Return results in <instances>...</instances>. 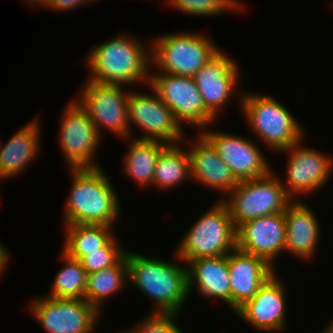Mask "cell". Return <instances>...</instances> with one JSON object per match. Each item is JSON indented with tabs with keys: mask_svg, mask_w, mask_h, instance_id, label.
Returning a JSON list of instances; mask_svg holds the SVG:
<instances>
[{
	"mask_svg": "<svg viewBox=\"0 0 333 333\" xmlns=\"http://www.w3.org/2000/svg\"><path fill=\"white\" fill-rule=\"evenodd\" d=\"M142 43L120 34L95 47L86 57L92 71L88 80L113 85L149 83L151 49Z\"/></svg>",
	"mask_w": 333,
	"mask_h": 333,
	"instance_id": "cell-1",
	"label": "cell"
},
{
	"mask_svg": "<svg viewBox=\"0 0 333 333\" xmlns=\"http://www.w3.org/2000/svg\"><path fill=\"white\" fill-rule=\"evenodd\" d=\"M128 280L152 299L156 313H177L188 297L187 267L126 250Z\"/></svg>",
	"mask_w": 333,
	"mask_h": 333,
	"instance_id": "cell-2",
	"label": "cell"
},
{
	"mask_svg": "<svg viewBox=\"0 0 333 333\" xmlns=\"http://www.w3.org/2000/svg\"><path fill=\"white\" fill-rule=\"evenodd\" d=\"M71 171L74 178L63 212L65 224L113 226L119 216L120 205L104 170L100 167Z\"/></svg>",
	"mask_w": 333,
	"mask_h": 333,
	"instance_id": "cell-3",
	"label": "cell"
},
{
	"mask_svg": "<svg viewBox=\"0 0 333 333\" xmlns=\"http://www.w3.org/2000/svg\"><path fill=\"white\" fill-rule=\"evenodd\" d=\"M243 115L252 131L267 148L275 151L288 149L303 138V128L295 117L271 95L242 94Z\"/></svg>",
	"mask_w": 333,
	"mask_h": 333,
	"instance_id": "cell-4",
	"label": "cell"
},
{
	"mask_svg": "<svg viewBox=\"0 0 333 333\" xmlns=\"http://www.w3.org/2000/svg\"><path fill=\"white\" fill-rule=\"evenodd\" d=\"M218 201L185 233L176 249L179 261L226 255L236 247V228L230 212L222 200Z\"/></svg>",
	"mask_w": 333,
	"mask_h": 333,
	"instance_id": "cell-5",
	"label": "cell"
},
{
	"mask_svg": "<svg viewBox=\"0 0 333 333\" xmlns=\"http://www.w3.org/2000/svg\"><path fill=\"white\" fill-rule=\"evenodd\" d=\"M270 172L268 175L239 181L221 200L226 204L235 228L245 221L285 212L295 200L286 192L283 182Z\"/></svg>",
	"mask_w": 333,
	"mask_h": 333,
	"instance_id": "cell-6",
	"label": "cell"
},
{
	"mask_svg": "<svg viewBox=\"0 0 333 333\" xmlns=\"http://www.w3.org/2000/svg\"><path fill=\"white\" fill-rule=\"evenodd\" d=\"M155 41L151 45V64L155 63L160 72L175 76L193 77L220 51L200 32L167 33Z\"/></svg>",
	"mask_w": 333,
	"mask_h": 333,
	"instance_id": "cell-7",
	"label": "cell"
},
{
	"mask_svg": "<svg viewBox=\"0 0 333 333\" xmlns=\"http://www.w3.org/2000/svg\"><path fill=\"white\" fill-rule=\"evenodd\" d=\"M149 85L172 110L175 119L200 129L211 124L215 116L204 104L193 77L175 76L160 72L150 74Z\"/></svg>",
	"mask_w": 333,
	"mask_h": 333,
	"instance_id": "cell-8",
	"label": "cell"
},
{
	"mask_svg": "<svg viewBox=\"0 0 333 333\" xmlns=\"http://www.w3.org/2000/svg\"><path fill=\"white\" fill-rule=\"evenodd\" d=\"M79 100H75L88 114L97 131L111 130L121 137L129 134L128 100L130 92H123V86L103 84L88 80ZM102 126V127H101Z\"/></svg>",
	"mask_w": 333,
	"mask_h": 333,
	"instance_id": "cell-9",
	"label": "cell"
},
{
	"mask_svg": "<svg viewBox=\"0 0 333 333\" xmlns=\"http://www.w3.org/2000/svg\"><path fill=\"white\" fill-rule=\"evenodd\" d=\"M29 310L48 333H91L98 310L85 299L42 297Z\"/></svg>",
	"mask_w": 333,
	"mask_h": 333,
	"instance_id": "cell-10",
	"label": "cell"
},
{
	"mask_svg": "<svg viewBox=\"0 0 333 333\" xmlns=\"http://www.w3.org/2000/svg\"><path fill=\"white\" fill-rule=\"evenodd\" d=\"M61 122L59 143L69 167L100 168L93 155L96 153L101 135L91 118L75 100L65 108Z\"/></svg>",
	"mask_w": 333,
	"mask_h": 333,
	"instance_id": "cell-11",
	"label": "cell"
},
{
	"mask_svg": "<svg viewBox=\"0 0 333 333\" xmlns=\"http://www.w3.org/2000/svg\"><path fill=\"white\" fill-rule=\"evenodd\" d=\"M153 95L130 92L128 100L129 134L130 124L143 129L141 140H156L165 144L181 143L183 126L175 119L172 110L152 90Z\"/></svg>",
	"mask_w": 333,
	"mask_h": 333,
	"instance_id": "cell-12",
	"label": "cell"
},
{
	"mask_svg": "<svg viewBox=\"0 0 333 333\" xmlns=\"http://www.w3.org/2000/svg\"><path fill=\"white\" fill-rule=\"evenodd\" d=\"M202 130L238 181L260 178L271 172L267 159L252 140L216 130Z\"/></svg>",
	"mask_w": 333,
	"mask_h": 333,
	"instance_id": "cell-13",
	"label": "cell"
},
{
	"mask_svg": "<svg viewBox=\"0 0 333 333\" xmlns=\"http://www.w3.org/2000/svg\"><path fill=\"white\" fill-rule=\"evenodd\" d=\"M300 144L301 141L282 150L290 155L286 172L287 185L284 183L283 186L292 199L295 194L305 195L324 186L333 167L328 155Z\"/></svg>",
	"mask_w": 333,
	"mask_h": 333,
	"instance_id": "cell-14",
	"label": "cell"
},
{
	"mask_svg": "<svg viewBox=\"0 0 333 333\" xmlns=\"http://www.w3.org/2000/svg\"><path fill=\"white\" fill-rule=\"evenodd\" d=\"M236 247L262 257L272 266L285 247L284 212L240 224L236 228Z\"/></svg>",
	"mask_w": 333,
	"mask_h": 333,
	"instance_id": "cell-15",
	"label": "cell"
},
{
	"mask_svg": "<svg viewBox=\"0 0 333 333\" xmlns=\"http://www.w3.org/2000/svg\"><path fill=\"white\" fill-rule=\"evenodd\" d=\"M230 275L231 308L236 312L252 299L259 288L275 273L262 257L245 252L237 247L227 254Z\"/></svg>",
	"mask_w": 333,
	"mask_h": 333,
	"instance_id": "cell-16",
	"label": "cell"
},
{
	"mask_svg": "<svg viewBox=\"0 0 333 333\" xmlns=\"http://www.w3.org/2000/svg\"><path fill=\"white\" fill-rule=\"evenodd\" d=\"M238 65L220 50L193 76L205 106L216 116L219 108L229 102L239 80Z\"/></svg>",
	"mask_w": 333,
	"mask_h": 333,
	"instance_id": "cell-17",
	"label": "cell"
},
{
	"mask_svg": "<svg viewBox=\"0 0 333 333\" xmlns=\"http://www.w3.org/2000/svg\"><path fill=\"white\" fill-rule=\"evenodd\" d=\"M284 285L274 273L235 313L260 331H281L286 320Z\"/></svg>",
	"mask_w": 333,
	"mask_h": 333,
	"instance_id": "cell-18",
	"label": "cell"
},
{
	"mask_svg": "<svg viewBox=\"0 0 333 333\" xmlns=\"http://www.w3.org/2000/svg\"><path fill=\"white\" fill-rule=\"evenodd\" d=\"M197 143L187 148L190 158V178L196 182L229 194L239 183L229 167L220 158L216 147L199 132ZM226 192V193H225Z\"/></svg>",
	"mask_w": 333,
	"mask_h": 333,
	"instance_id": "cell-19",
	"label": "cell"
},
{
	"mask_svg": "<svg viewBox=\"0 0 333 333\" xmlns=\"http://www.w3.org/2000/svg\"><path fill=\"white\" fill-rule=\"evenodd\" d=\"M305 203L293 201L284 212L285 247L296 257L311 259L320 237L319 220ZM316 247V248H315ZM308 258V259H307Z\"/></svg>",
	"mask_w": 333,
	"mask_h": 333,
	"instance_id": "cell-20",
	"label": "cell"
},
{
	"mask_svg": "<svg viewBox=\"0 0 333 333\" xmlns=\"http://www.w3.org/2000/svg\"><path fill=\"white\" fill-rule=\"evenodd\" d=\"M186 267L189 293L193 288V284H197L199 295L206 296V298L210 297L211 299H220L231 307L227 254L189 260L186 263Z\"/></svg>",
	"mask_w": 333,
	"mask_h": 333,
	"instance_id": "cell-21",
	"label": "cell"
},
{
	"mask_svg": "<svg viewBox=\"0 0 333 333\" xmlns=\"http://www.w3.org/2000/svg\"><path fill=\"white\" fill-rule=\"evenodd\" d=\"M37 122L35 120L28 123L18 130L7 144L0 146V179L18 175L31 163V160L34 161L40 145L41 127Z\"/></svg>",
	"mask_w": 333,
	"mask_h": 333,
	"instance_id": "cell-22",
	"label": "cell"
},
{
	"mask_svg": "<svg viewBox=\"0 0 333 333\" xmlns=\"http://www.w3.org/2000/svg\"><path fill=\"white\" fill-rule=\"evenodd\" d=\"M131 139L133 140L124 160V171L140 186H150L153 184L155 165L160 151L167 144L156 140H141L133 137Z\"/></svg>",
	"mask_w": 333,
	"mask_h": 333,
	"instance_id": "cell-23",
	"label": "cell"
},
{
	"mask_svg": "<svg viewBox=\"0 0 333 333\" xmlns=\"http://www.w3.org/2000/svg\"><path fill=\"white\" fill-rule=\"evenodd\" d=\"M63 252L80 260L87 252L101 251L114 236L109 225L70 224L67 225Z\"/></svg>",
	"mask_w": 333,
	"mask_h": 333,
	"instance_id": "cell-24",
	"label": "cell"
},
{
	"mask_svg": "<svg viewBox=\"0 0 333 333\" xmlns=\"http://www.w3.org/2000/svg\"><path fill=\"white\" fill-rule=\"evenodd\" d=\"M128 279L126 253L113 265L87 274L85 300L100 311L101 304L122 289ZM125 280V281H124Z\"/></svg>",
	"mask_w": 333,
	"mask_h": 333,
	"instance_id": "cell-25",
	"label": "cell"
},
{
	"mask_svg": "<svg viewBox=\"0 0 333 333\" xmlns=\"http://www.w3.org/2000/svg\"><path fill=\"white\" fill-rule=\"evenodd\" d=\"M181 148L179 143L167 144L159 154L156 161L153 184L161 189L182 184V181L190 178V158L188 151Z\"/></svg>",
	"mask_w": 333,
	"mask_h": 333,
	"instance_id": "cell-26",
	"label": "cell"
},
{
	"mask_svg": "<svg viewBox=\"0 0 333 333\" xmlns=\"http://www.w3.org/2000/svg\"><path fill=\"white\" fill-rule=\"evenodd\" d=\"M66 262L56 275L49 297L85 299L87 274L79 260L69 257L62 251Z\"/></svg>",
	"mask_w": 333,
	"mask_h": 333,
	"instance_id": "cell-27",
	"label": "cell"
},
{
	"mask_svg": "<svg viewBox=\"0 0 333 333\" xmlns=\"http://www.w3.org/2000/svg\"><path fill=\"white\" fill-rule=\"evenodd\" d=\"M170 6L197 16L220 15L223 12L243 8L236 0H167ZM237 2V3H236ZM228 10V11H227Z\"/></svg>",
	"mask_w": 333,
	"mask_h": 333,
	"instance_id": "cell-28",
	"label": "cell"
},
{
	"mask_svg": "<svg viewBox=\"0 0 333 333\" xmlns=\"http://www.w3.org/2000/svg\"><path fill=\"white\" fill-rule=\"evenodd\" d=\"M125 253L126 249L124 251L116 237H113L101 251L87 252V256L79 261L86 274H89L113 266Z\"/></svg>",
	"mask_w": 333,
	"mask_h": 333,
	"instance_id": "cell-29",
	"label": "cell"
},
{
	"mask_svg": "<svg viewBox=\"0 0 333 333\" xmlns=\"http://www.w3.org/2000/svg\"><path fill=\"white\" fill-rule=\"evenodd\" d=\"M177 313L151 312L144 321L132 327L129 333H183L175 323Z\"/></svg>",
	"mask_w": 333,
	"mask_h": 333,
	"instance_id": "cell-30",
	"label": "cell"
},
{
	"mask_svg": "<svg viewBox=\"0 0 333 333\" xmlns=\"http://www.w3.org/2000/svg\"><path fill=\"white\" fill-rule=\"evenodd\" d=\"M92 0H50V2L46 5L48 8H52L55 10H72L74 7H79L81 4L83 5L86 2L91 3ZM80 4V5H79Z\"/></svg>",
	"mask_w": 333,
	"mask_h": 333,
	"instance_id": "cell-31",
	"label": "cell"
},
{
	"mask_svg": "<svg viewBox=\"0 0 333 333\" xmlns=\"http://www.w3.org/2000/svg\"><path fill=\"white\" fill-rule=\"evenodd\" d=\"M6 247H4L1 242H0V276L3 272V270H5L7 264H8V260H9V255L5 249Z\"/></svg>",
	"mask_w": 333,
	"mask_h": 333,
	"instance_id": "cell-32",
	"label": "cell"
},
{
	"mask_svg": "<svg viewBox=\"0 0 333 333\" xmlns=\"http://www.w3.org/2000/svg\"><path fill=\"white\" fill-rule=\"evenodd\" d=\"M27 1H29L31 5H32V4H33V5L36 4V6H37L38 4H39L38 6H40V4L46 6V5L50 2V0H27Z\"/></svg>",
	"mask_w": 333,
	"mask_h": 333,
	"instance_id": "cell-33",
	"label": "cell"
},
{
	"mask_svg": "<svg viewBox=\"0 0 333 333\" xmlns=\"http://www.w3.org/2000/svg\"><path fill=\"white\" fill-rule=\"evenodd\" d=\"M322 333H333V321L330 322L325 329H323Z\"/></svg>",
	"mask_w": 333,
	"mask_h": 333,
	"instance_id": "cell-34",
	"label": "cell"
}]
</instances>
